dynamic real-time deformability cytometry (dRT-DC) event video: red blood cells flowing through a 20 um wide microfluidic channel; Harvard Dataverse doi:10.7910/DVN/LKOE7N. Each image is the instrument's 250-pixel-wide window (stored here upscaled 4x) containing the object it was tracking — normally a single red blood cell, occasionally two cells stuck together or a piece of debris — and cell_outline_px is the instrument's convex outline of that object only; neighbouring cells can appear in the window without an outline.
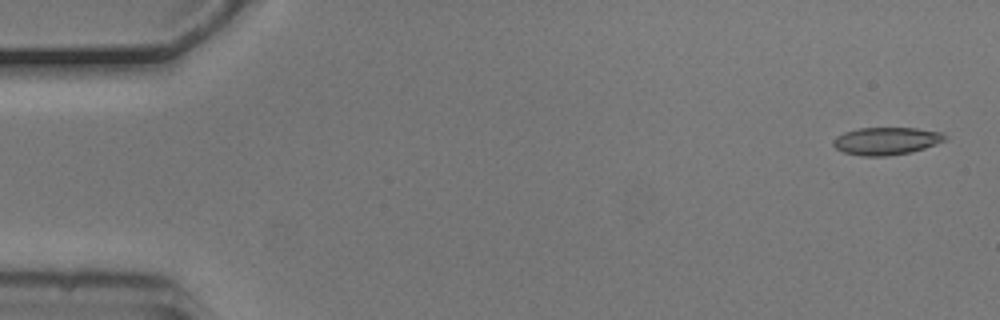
{"species": "common noctule bat (a hibernating species)", "species_latin": "Nyctalus noctula", "temperature_condition": "cold", "stored_images_in_passage": 5, "camera_frame_rate_fps": 3000, "um_per_image_px": 0.085, "animal": {"sex": "male", "body_mass_g": 20.5, "forearm_length_mm": 52.5}, "frame": {"image": 1, "passage_image": 1, "time_ms": 0.0, "image_size_px": [1000, 320], "cell_outline_px": [[948, 140], [912, 152], [884, 156], [864, 156], [844, 152], [836, 148], [832, 144], [832, 140], [836, 136], [844, 132], [860, 128], [916, 128], [940, 132], [948, 136]], "centroid_in_image_um": [75.35, 11.98], "position_along_channel_um": 9.7, "area_um2": 17.98}}
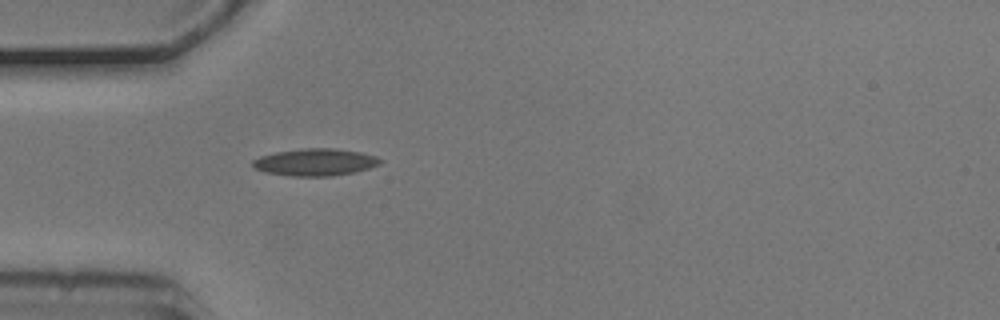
{"frame": {"image": 2, "passage_image": 5, "time_ms": 1.333, "image_size_px": [1000, 320], "cell_outline_px": [[384, 160], [380, 164], [368, 168], [352, 172], [332, 176], [292, 176], [264, 172], [252, 168], [252, 160], [260, 156], [276, 152], [300, 148], [336, 148], [360, 152], [376, 156]], "centroid_in_image_um": [26.77, 13.78], "position_along_channel_um": 58.2, "area_um2": 20.29}}